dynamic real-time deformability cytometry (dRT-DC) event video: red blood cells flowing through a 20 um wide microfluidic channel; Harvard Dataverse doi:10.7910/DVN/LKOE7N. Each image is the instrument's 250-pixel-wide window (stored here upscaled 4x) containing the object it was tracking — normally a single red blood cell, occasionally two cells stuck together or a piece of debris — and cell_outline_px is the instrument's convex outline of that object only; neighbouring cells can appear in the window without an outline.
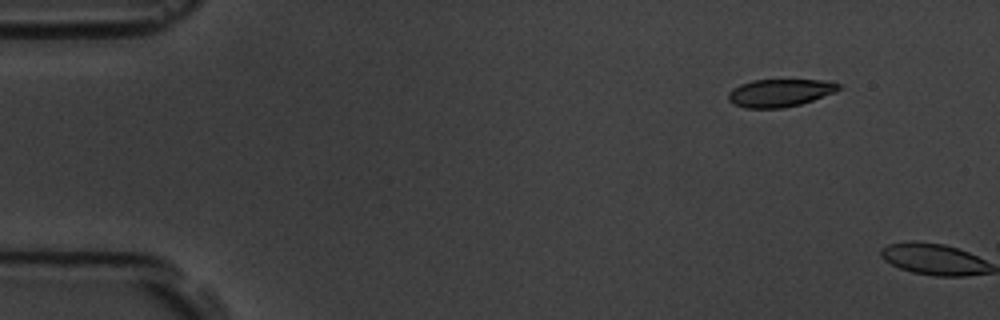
{"species": "common noctule bat (a hibernating species)", "species_latin": "Nyctalus noctula", "temperature_condition": "room temperature", "stored_images_in_passage": 6, "segment_of_instrument_passage": [2, 2], "camera_frame_rate_fps": 3000, "um_per_image_px": 0.085, "animal": {"sex": "male", "body_mass_g": 19.5, "forearm_length_mm": 54.6}, "frame": {"image": 1, "passage_image": 6, "time_ms": 6.667, "image_size_px": [1000, 320], "cell_outline_px": [[840, 88], [836, 92], [800, 104], [784, 108], [744, 108], [732, 104], [728, 100], [728, 92], [732, 88], [740, 84], [752, 80], [824, 80], [840, 84]], "centroid_in_image_um": [66.25, 7.9], "position_along_channel_um": 18.8, "area_um2": 17.92}}